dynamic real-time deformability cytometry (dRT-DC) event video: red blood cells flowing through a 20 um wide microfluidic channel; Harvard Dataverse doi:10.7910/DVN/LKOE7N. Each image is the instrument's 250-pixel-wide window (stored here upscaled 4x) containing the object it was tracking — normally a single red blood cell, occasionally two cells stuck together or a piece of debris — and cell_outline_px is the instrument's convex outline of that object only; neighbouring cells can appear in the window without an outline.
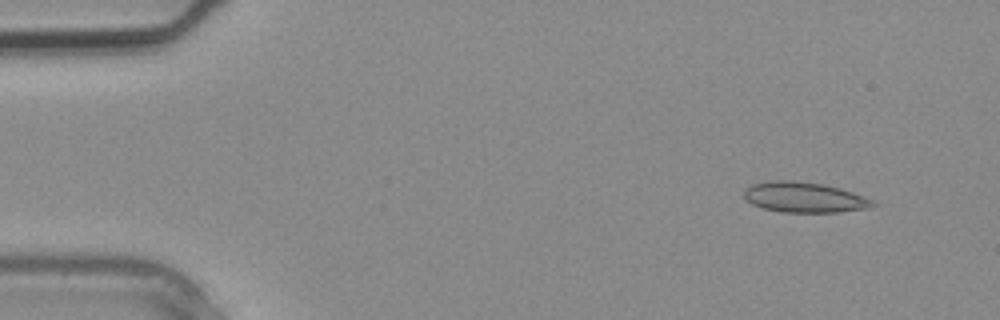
{"species": "common noctule bat (a hibernating species)", "species_latin": "Nyctalus noctula", "temperature_condition": "warm", "stored_images_in_passage": 3, "camera_frame_rate_fps": 3000, "um_per_image_px": 0.085, "animal": {"sex": "male", "body_mass_g": 20.4}, "frame": {"image": 1, "passage_image": 1, "time_ms": 0.0, "image_size_px": [1000, 320], "cell_outline_px": [[880, 204], [872, 208], [836, 212], [780, 212], [764, 208], [752, 204], [744, 196], [744, 188], [752, 184], [768, 180], [792, 180], [824, 184], [840, 188], [864, 196]], "centroid_in_image_um": [68.39, 16.77], "position_along_channel_um": 16.6, "area_um2": 23.0}}
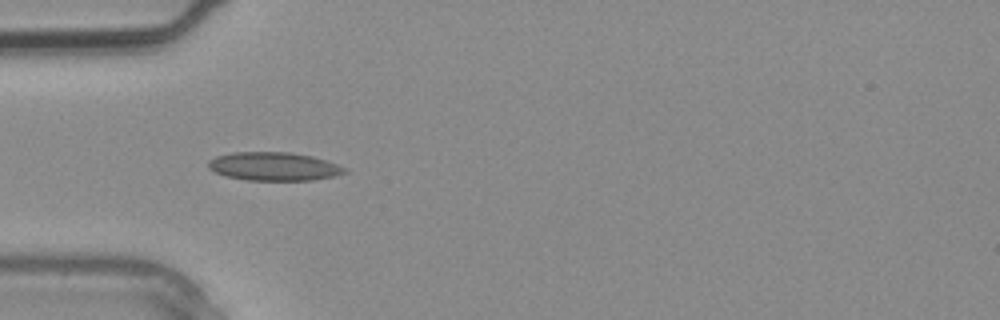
{"frame": {"image": 2, "passage_image": 3, "time_ms": 0.667, "image_size_px": [1000, 320], "cell_outline_px": [[348, 172], [336, 176], [312, 180], [248, 180], [224, 176], [208, 168], [208, 160], [216, 156], [232, 152], [292, 152], [312, 156], [348, 168]], "centroid_in_image_um": [23.28, 14.14], "position_along_channel_um": 61.7, "area_um2": 22.72}}